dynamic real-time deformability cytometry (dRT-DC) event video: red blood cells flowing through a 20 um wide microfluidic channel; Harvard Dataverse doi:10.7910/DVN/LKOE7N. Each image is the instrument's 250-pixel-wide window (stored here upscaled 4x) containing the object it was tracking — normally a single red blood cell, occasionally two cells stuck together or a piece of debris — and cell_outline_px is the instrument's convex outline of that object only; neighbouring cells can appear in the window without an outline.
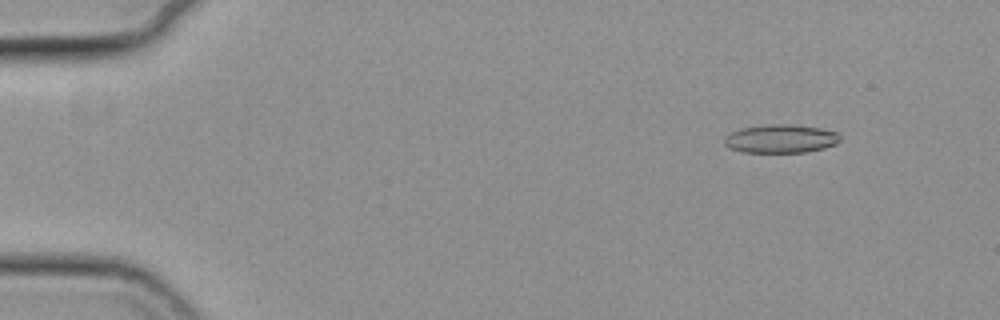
{"species": "common noctule bat (a hibernating species)", "species_latin": "Nyctalus noctula", "temperature_condition": "cold", "stored_images_in_passage": 57, "camera_frame_rate_fps": 3000, "um_per_image_px": 0.085, "animal": {"sex": "female", "body_mass_g": 19.3, "forearm_length_mm": 54.1}, "frame": {"image": 1, "passage_image": 7, "time_ms": 2.0, "image_size_px": [1000, 320], "cell_outline_px": [[840, 140], [836, 144], [824, 148], [808, 152], [744, 152], [728, 148], [724, 144], [724, 136], [740, 128], [768, 124], [792, 124], [820, 128], [836, 132], [840, 136]], "centroid_in_image_um": [66.34, 11.79], "position_along_channel_um": 18.7, "area_um2": 19.31}}
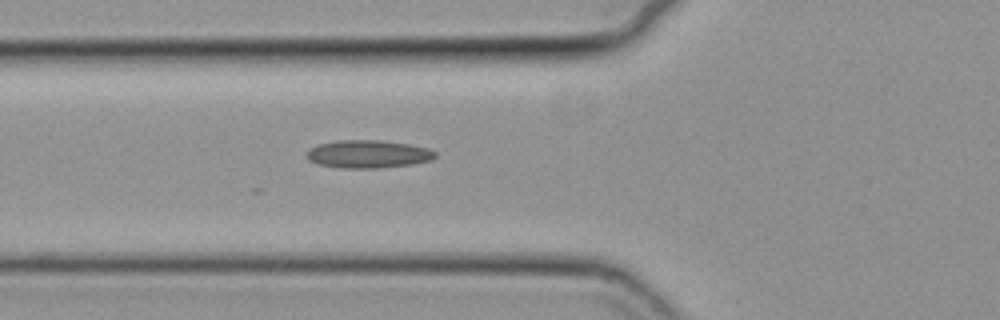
{"frame": {"image": 2, "passage_image": 22, "time_ms": 7.0, "image_size_px": [1000, 320], "cell_outline_px": [[436, 156], [432, 160], [412, 164], [380, 168], [340, 168], [320, 164], [308, 160], [308, 148], [320, 144], [336, 140], [380, 140], [408, 144], [428, 148], [436, 152]], "centroid_in_image_um": [31.3, 13.09], "position_along_channel_um": 94.5, "area_um2": 20.87}}
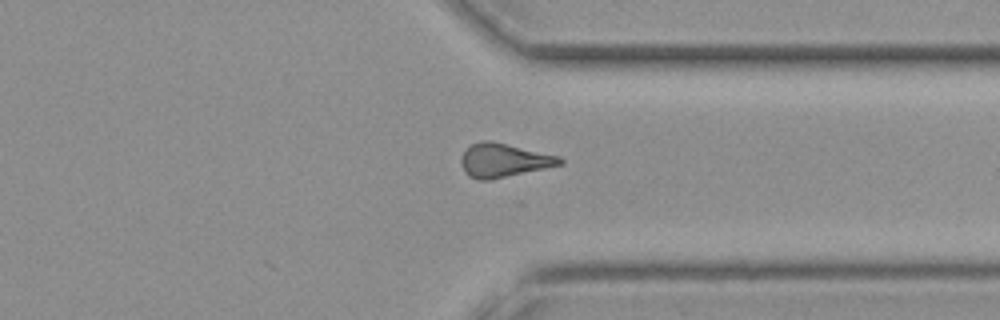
{"frame": {"image": 3, "passage_image": 44, "time_ms": 14.333, "image_size_px": [1000, 320], "cell_outline_px": [[564, 164], [492, 180], [480, 180], [468, 176], [464, 172], [460, 160], [460, 156], [472, 144], [480, 140], [492, 140], [560, 156], [564, 160]], "centroid_in_image_um": [42.82, 13.62], "position_along_channel_um": 368.6, "area_um2": 19.71}, "authors_computed_cell_mechanics": {"area_um2": 19.0162, "velocity_mm_per_s": 3.729, "shape_relaxation_time_tau1_ms": 1.7232, "shape_relaxation_time_tau2_ms": null, "deformation_change_tau1": 0.3996, "deformation_change_tau2": null}}